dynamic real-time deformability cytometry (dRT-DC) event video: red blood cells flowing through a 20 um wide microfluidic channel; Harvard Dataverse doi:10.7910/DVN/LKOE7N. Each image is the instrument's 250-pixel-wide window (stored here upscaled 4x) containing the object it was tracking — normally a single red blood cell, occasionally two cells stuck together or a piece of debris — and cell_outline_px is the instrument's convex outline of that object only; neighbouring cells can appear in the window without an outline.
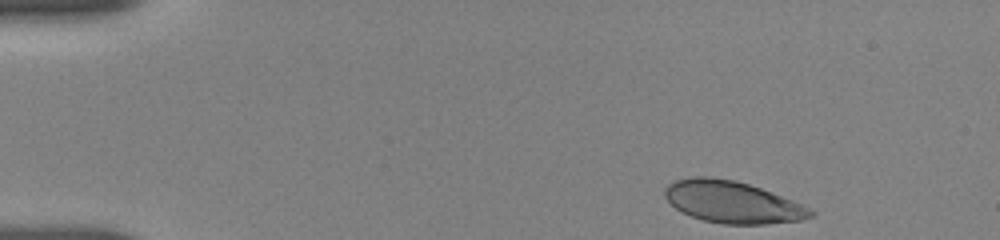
{"species": "human", "species_latin": "Homo sapiens", "temperature_condition": "room temperature", "stored_images_in_passage": 41, "camera_frame_rate_fps": 3000, "um_per_image_px": 0.085, "donor": {"sex": "female"}, "frame": {"image": 1, "passage_image": 1, "time_ms": 0.0, "image_size_px": [1000, 240], "cell_outline_px": [[816, 216], [800, 220], [768, 224], [724, 224], [704, 220], [680, 212], [664, 196], [664, 188], [668, 184], [676, 180], [692, 176], [708, 176], [736, 180], [760, 188], [792, 200], [816, 212]], "centroid_in_image_um": [62.24, 17.17], "position_along_channel_um": 22.8, "area_um2": 35.55}}
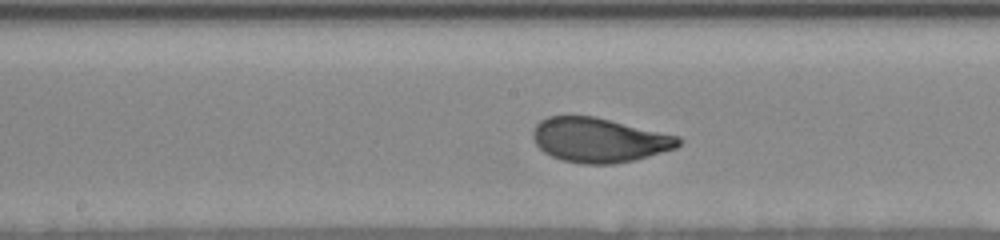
{"frame": {"image": 2, "passage_image": 23, "time_ms": 7.333, "image_size_px": [1000, 240], "cell_outline_px": [[684, 140], [676, 148], [648, 156], [632, 160], [612, 164], [580, 164], [564, 160], [552, 156], [544, 152], [536, 144], [532, 136], [532, 132], [536, 124], [540, 120], [548, 116], [596, 116], [680, 136]], "centroid_in_image_um": [50.94, 11.89], "position_along_channel_um": 197.3, "area_um2": 37.86}}
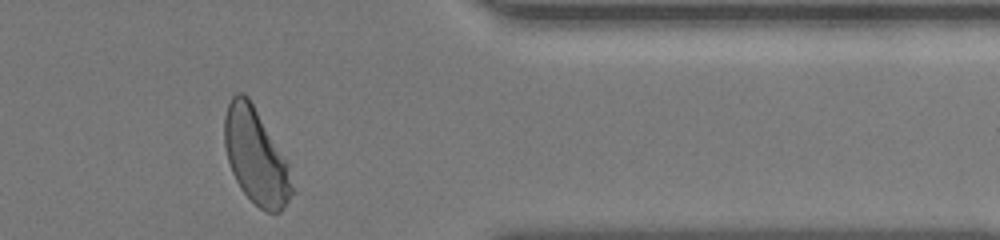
{"frame": {"image": 3, "passage_image": 40, "time_ms": 13.0, "image_size_px": [1000, 240], "cell_outline_px": [[296, 192], [284, 208], [280, 212], [268, 212], [260, 208], [240, 188], [232, 172], [228, 160], [224, 144], [224, 116], [228, 104], [232, 96], [236, 92], [244, 92], [248, 96], [288, 160]], "centroid_in_image_um": [21.79, 13.29], "position_along_channel_um": 389.6, "area_um2": 38.15}, "authors_computed_cell_mechanics": {"area_um2": 37.3388, "velocity_mm_per_s": 3.6243, "shape_relaxation_time_tau1_ms": 2.7531, "shape_relaxation_time_tau2_ms": null, "deformation_change_tau1": 0.1546, "deformation_change_tau2": null}}